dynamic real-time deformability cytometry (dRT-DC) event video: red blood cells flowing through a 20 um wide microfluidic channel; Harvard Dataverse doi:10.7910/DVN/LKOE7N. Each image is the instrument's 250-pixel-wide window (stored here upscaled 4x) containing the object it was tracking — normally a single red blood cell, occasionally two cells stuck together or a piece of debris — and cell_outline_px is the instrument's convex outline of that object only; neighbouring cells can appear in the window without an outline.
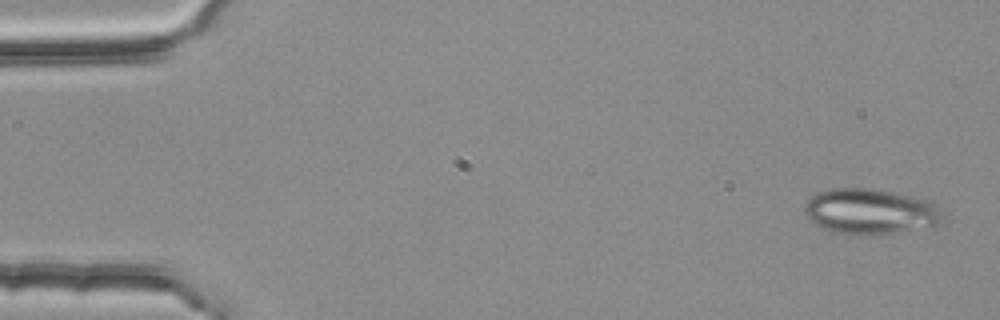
{"species": "common noctule bat (a hibernating species)", "species_latin": "Nyctalus noctula", "temperature_condition": "room temperature", "stored_images_in_passage": 4, "camera_frame_rate_fps": 3000, "um_per_image_px": 0.085, "animal": {"sex": "female", "body_mass_g": 25.1}, "frame": {"image": 1, "passage_image": 1, "time_ms": 0.0, "image_size_px": [1000, 320], "cell_outline_px": [[948, 212], [936, 224], [892, 232], [860, 236], [832, 232], [816, 224], [804, 212], [804, 204], [812, 196], [820, 192], [832, 188], [868, 188], [892, 192], [924, 200], [936, 204]], "centroid_in_image_um": [73.95, 17.97], "position_along_channel_um": 11.0, "area_um2": 36.13}}